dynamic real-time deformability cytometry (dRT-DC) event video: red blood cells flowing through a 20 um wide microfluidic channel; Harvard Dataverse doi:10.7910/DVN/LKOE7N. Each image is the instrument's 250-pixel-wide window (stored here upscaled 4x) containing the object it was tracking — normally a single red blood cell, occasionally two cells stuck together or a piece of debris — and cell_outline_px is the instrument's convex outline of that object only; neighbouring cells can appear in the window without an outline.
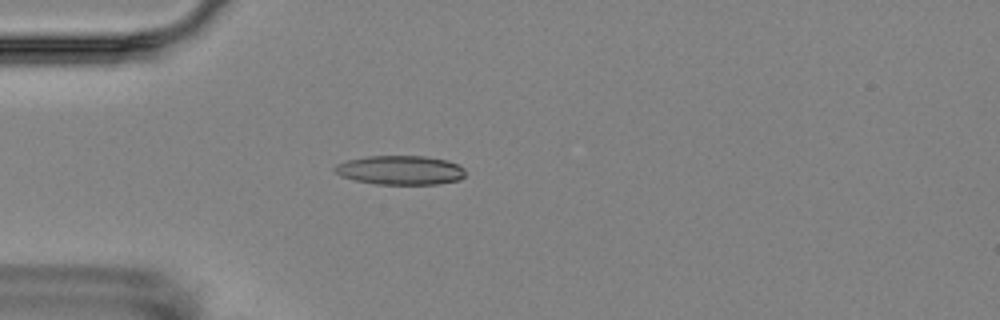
{"species": "Egyptian fruit bat (a non-hibernating species)", "species_latin": "Rousettus aegyptiacus", "temperature_condition": "room temperature", "stored_images_in_passage": 5, "camera_frame_rate_fps": 3000, "um_per_image_px": 0.085, "animal": {"sex": "female"}, "frame": {"image": 1, "passage_image": 5, "time_ms": 4.667, "image_size_px": [1000, 320], "cell_outline_px": [[464, 176], [460, 180], [436, 184], [376, 184], [356, 180], [344, 176], [336, 172], [332, 168], [336, 164], [348, 160], [368, 156], [424, 156], [448, 160], [464, 168]], "centroid_in_image_um": [34.05, 14.46], "position_along_channel_um": 51.0, "area_um2": 22.02}}